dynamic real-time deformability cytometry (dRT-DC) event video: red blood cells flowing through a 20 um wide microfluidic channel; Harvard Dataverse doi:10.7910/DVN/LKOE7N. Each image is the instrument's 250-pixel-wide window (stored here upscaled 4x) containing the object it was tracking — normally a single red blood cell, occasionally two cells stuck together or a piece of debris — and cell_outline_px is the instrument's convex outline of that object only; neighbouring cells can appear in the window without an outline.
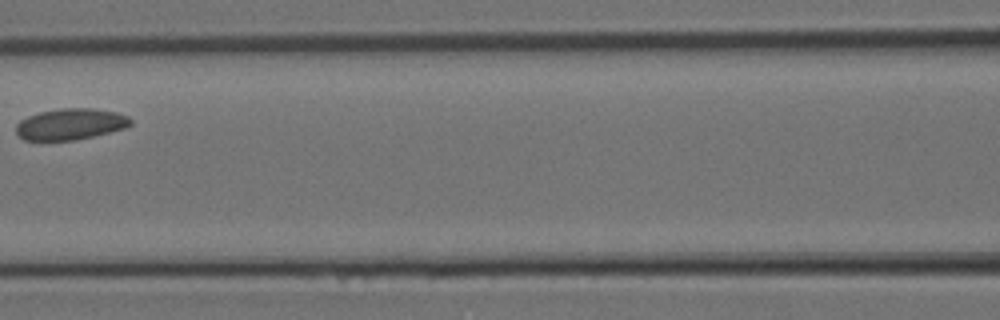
{"species": "Egyptian fruit bat (a non-hibernating species)", "species_latin": "Rousettus aegyptiacus", "temperature_condition": "room temperature", "stored_images_in_passage": 14, "camera_frame_rate_fps": 3000, "um_per_image_px": 0.085, "animal": {"sex": "female"}, "frame": {"image": 1, "passage_image": 7, "time_ms": 2.0, "image_size_px": [1000, 320], "cell_outline_px": [[132, 124], [124, 128], [76, 140], [24, 140], [16, 132], [16, 124], [20, 120], [28, 116], [40, 112], [60, 108], [92, 108], [116, 112], [128, 116], [132, 120]], "centroid_in_image_um": [5.99, 10.54], "position_along_channel_um": 160.6, "area_um2": 20.75}}